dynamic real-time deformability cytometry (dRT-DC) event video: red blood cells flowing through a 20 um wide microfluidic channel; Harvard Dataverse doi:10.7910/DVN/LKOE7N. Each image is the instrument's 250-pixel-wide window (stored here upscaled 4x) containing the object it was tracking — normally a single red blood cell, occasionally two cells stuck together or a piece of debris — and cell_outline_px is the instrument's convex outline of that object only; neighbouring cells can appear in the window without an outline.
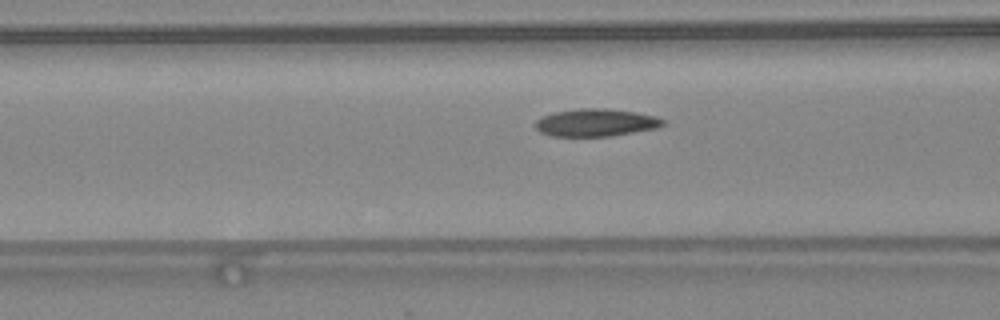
{"species": "common noctule bat (a hibernating species)", "species_latin": "Nyctalus noctula", "temperature_condition": "warm", "stored_images_in_passage": 28, "camera_frame_rate_fps": 3000, "um_per_image_px": 0.085, "animal": {"sex": "female", "body_mass_g": 24.6, "forearm_length_mm": 56.2}, "frame": {"image": 1, "passage_image": 9, "time_ms": 2.667, "image_size_px": [1000, 320], "cell_outline_px": [[664, 124], [656, 128], [612, 136], [548, 136], [540, 132], [536, 128], [536, 120], [552, 112], [580, 108], [604, 108], [636, 112], [656, 116], [664, 120]], "centroid_in_image_um": [50.63, 10.42], "position_along_channel_um": 116.0, "area_um2": 20.52}}